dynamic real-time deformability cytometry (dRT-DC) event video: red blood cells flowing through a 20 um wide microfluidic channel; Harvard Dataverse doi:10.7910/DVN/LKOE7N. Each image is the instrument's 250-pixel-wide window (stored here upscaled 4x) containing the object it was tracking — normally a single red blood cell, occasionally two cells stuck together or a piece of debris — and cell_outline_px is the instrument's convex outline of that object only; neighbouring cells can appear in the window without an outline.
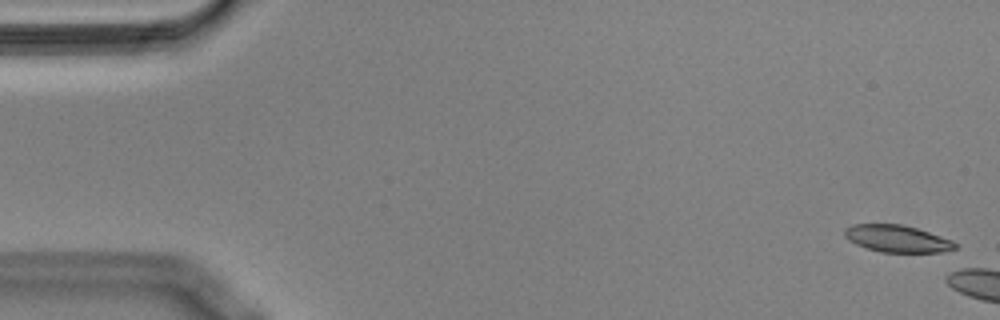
{"species": "Egyptian fruit bat (a non-hibernating species)", "species_latin": "Rousettus aegyptiacus", "temperature_condition": "cold", "stored_images_in_passage": 6, "camera_frame_rate_fps": 3000, "um_per_image_px": 0.085, "animal": {"sex": "male"}, "frame": {"image": 1, "passage_image": 2, "time_ms": 0.333, "image_size_px": [1000, 320], "cell_outline_px": [[956, 248], [940, 252], [880, 252], [856, 244], [848, 240], [844, 236], [844, 228], [852, 224], [900, 224], [916, 228], [952, 240], [956, 244]], "centroid_in_image_um": [76.21, 20.28], "position_along_channel_um": 8.8, "area_um2": 17.28}}